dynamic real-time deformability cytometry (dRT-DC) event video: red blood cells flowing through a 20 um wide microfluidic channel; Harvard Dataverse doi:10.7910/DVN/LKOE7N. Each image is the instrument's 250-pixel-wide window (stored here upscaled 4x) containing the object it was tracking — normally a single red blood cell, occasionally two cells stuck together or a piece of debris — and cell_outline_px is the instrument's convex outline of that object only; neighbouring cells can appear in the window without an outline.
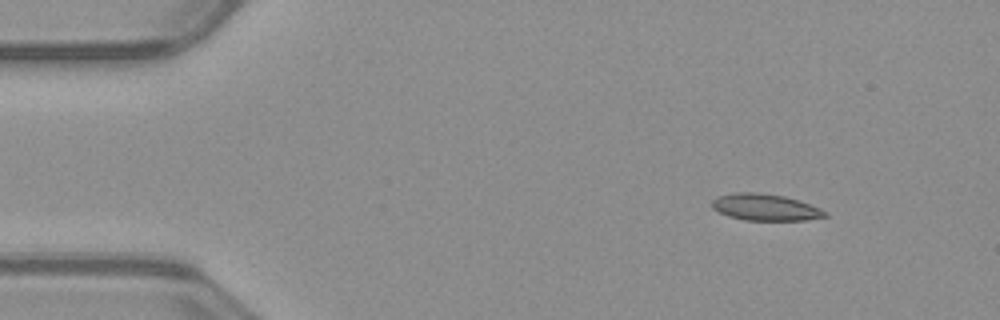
{"species": "common noctule bat (a hibernating species)", "species_latin": "Nyctalus noctula", "temperature_condition": "warm", "stored_images_in_passage": 46, "camera_frame_rate_fps": 3000, "um_per_image_px": 0.085, "animal": {"sex": "male", "body_mass_g": 23.1, "forearm_length_mm": 52.7}, "frame": {"image": 1, "passage_image": 1, "time_ms": 0.0, "image_size_px": [1000, 320], "cell_outline_px": [[828, 216], [808, 220], [744, 220], [728, 216], [712, 208], [712, 200], [716, 196], [732, 192], [756, 192], [784, 196], [820, 208], [828, 212]], "centroid_in_image_um": [65.02, 17.61], "position_along_channel_um": 20.0, "area_um2": 17.57}}
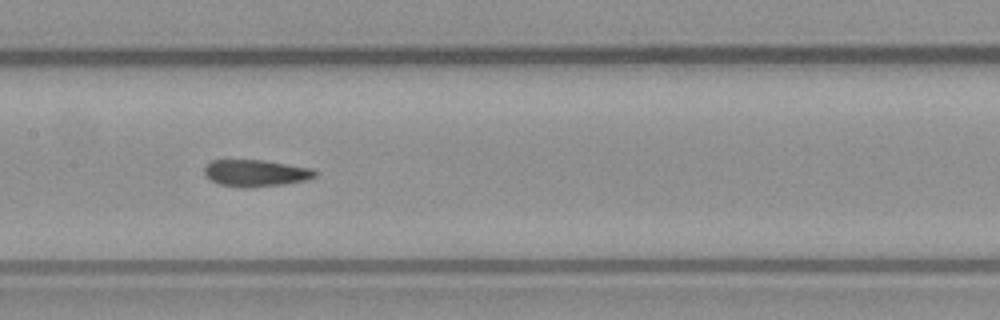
{"frame": {"image": 2, "passage_image": 20, "time_ms": 6.333, "image_size_px": [1000, 320], "cell_outline_px": [[316, 176], [308, 180], [284, 184], [248, 188], [240, 188], [220, 184], [204, 176], [204, 168], [212, 160], [264, 160], [312, 168], [316, 172]], "centroid_in_image_um": [21.74, 14.72], "position_along_channel_um": 185.7, "area_um2": 17.4}}
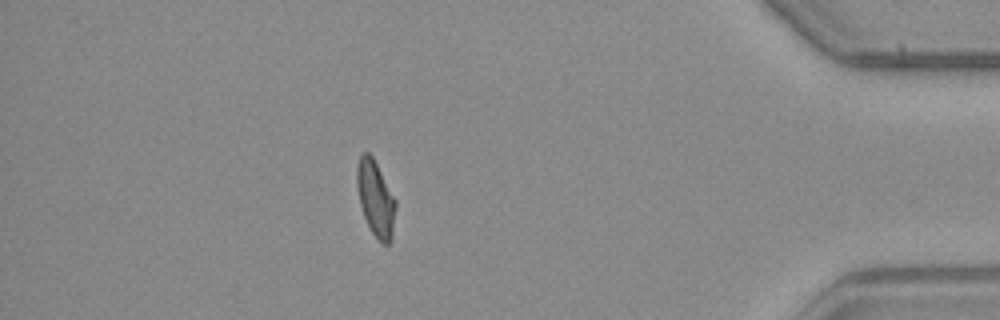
{"frame": {"image": 3, "passage_image": 40, "time_ms": 13.0, "image_size_px": [1000, 320], "cell_outline_px": [[396, 208], [392, 240], [388, 244], [384, 244], [372, 232], [364, 216], [360, 204], [356, 184], [356, 168], [360, 156], [364, 152], [368, 152], [372, 156], [396, 200]], "centroid_in_image_um": [31.93, 16.87], "position_along_channel_um": 403.3, "area_um2": 16.94}, "authors_computed_cell_mechanics": {"area_um2": 17.4267, "velocity_mm_per_s": 4.0051, "shape_relaxation_time_tau1_ms": null, "shape_relaxation_time_tau2_ms": 3.1655, "deformation_change_tau1": null, "deformation_change_tau2": 0.0845}}